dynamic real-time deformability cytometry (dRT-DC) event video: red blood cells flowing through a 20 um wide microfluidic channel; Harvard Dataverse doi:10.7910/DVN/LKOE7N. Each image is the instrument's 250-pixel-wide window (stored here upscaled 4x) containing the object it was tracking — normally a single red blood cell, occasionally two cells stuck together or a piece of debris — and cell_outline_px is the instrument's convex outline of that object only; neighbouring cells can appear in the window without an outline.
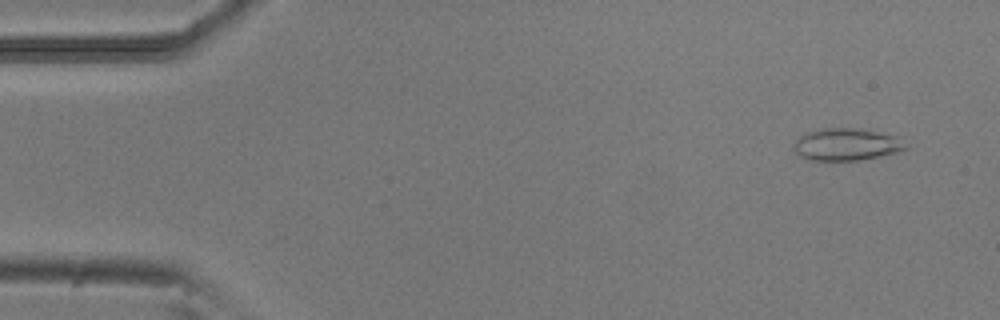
{"species": "common noctule bat (a hibernating species)", "species_latin": "Nyctalus noctula", "temperature_condition": "room temperature", "stored_images_in_passage": 6, "camera_frame_rate_fps": 3000, "um_per_image_px": 0.085, "animal": {"sex": "male", "body_mass_g": 20.5, "forearm_length_mm": 52.5}, "frame": {"image": 1, "passage_image": 1, "time_ms": 0.0, "image_size_px": [1000, 320], "cell_outline_px": [[908, 148], [896, 152], [880, 156], [856, 160], [808, 160], [800, 156], [792, 148], [792, 144], [800, 136], [808, 132], [824, 128], [860, 128], [896, 136]], "centroid_in_image_um": [71.9, 12.27], "position_along_channel_um": 13.1, "area_um2": 20.81}}
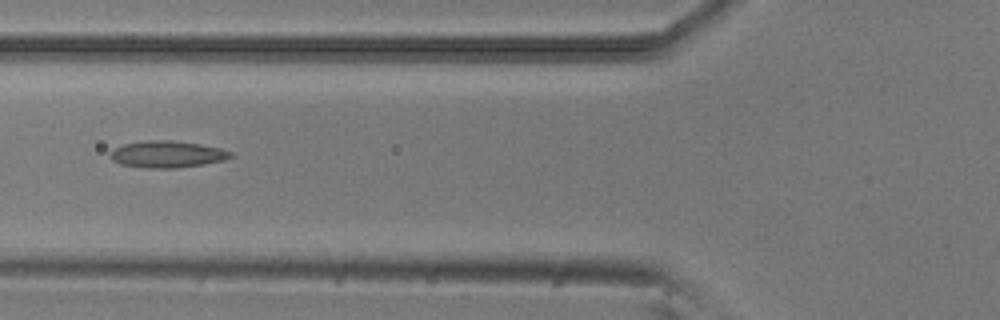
{"frame": {"image": 2, "passage_image": 5, "time_ms": 1.333, "image_size_px": [1000, 320], "cell_outline_px": [[236, 156], [224, 160], [204, 164], [176, 168], [148, 168], [120, 164], [112, 160], [108, 152], [124, 144], [144, 140], [172, 140], [200, 144], [220, 148], [232, 152]], "centroid_in_image_um": [14.23, 13.11], "position_along_channel_um": 111.6, "area_um2": 18.9}}
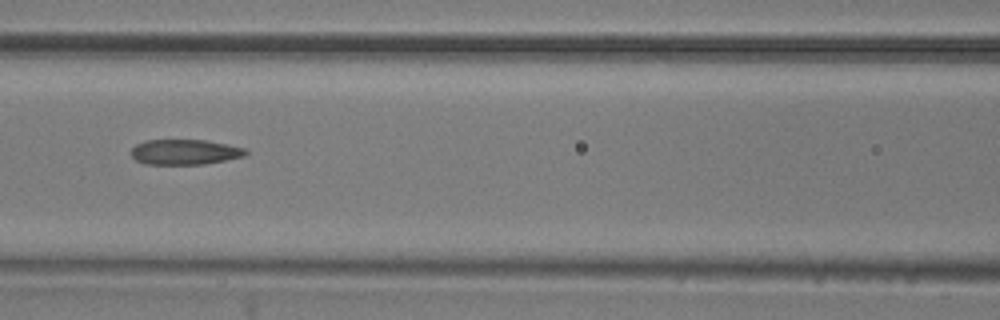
{"frame": {"image": 3, "passage_image": 6, "time_ms": 1.667, "image_size_px": [1000, 320], "cell_outline_px": [[248, 152], [244, 156], [224, 160], [200, 164], [144, 164], [136, 160], [132, 156], [132, 148], [136, 144], [144, 140], [204, 140], [244, 148]], "centroid_in_image_um": [15.66, 12.92], "position_along_channel_um": 150.9, "area_um2": 16.59}}